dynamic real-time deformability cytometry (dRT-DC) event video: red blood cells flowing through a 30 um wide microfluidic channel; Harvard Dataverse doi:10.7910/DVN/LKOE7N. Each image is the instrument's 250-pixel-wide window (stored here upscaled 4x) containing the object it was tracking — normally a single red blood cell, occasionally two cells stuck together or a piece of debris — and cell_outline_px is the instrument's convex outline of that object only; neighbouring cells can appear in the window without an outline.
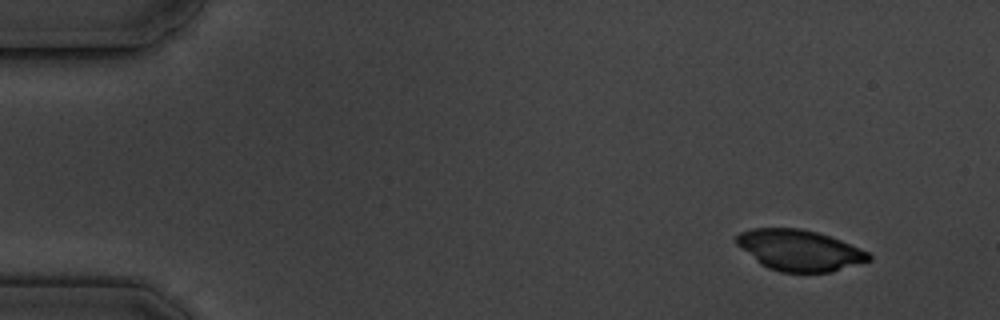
{"species": "common noctule bat (a hibernating species)", "species_latin": "Nyctalus noctula", "temperature_condition": "cold", "stored_images_in_passage": 6, "camera_frame_rate_fps": 3000, "um_per_image_px": 0.085, "animal": {"sex": "male", "body_mass_g": 19.5, "forearm_length_mm": 54.6}, "frame": {"image": 1, "passage_image": 2, "time_ms": 1.0, "image_size_px": [1000, 320], "cell_outline_px": [[872, 260], [832, 272], [780, 272], [768, 268], [760, 264], [740, 248], [736, 244], [736, 236], [740, 232], [752, 228], [800, 228], [816, 232], [840, 240], [860, 248], [868, 252], [872, 256]], "centroid_in_image_um": [67.94, 21.28], "position_along_channel_um": 17.1, "area_um2": 31.62}}